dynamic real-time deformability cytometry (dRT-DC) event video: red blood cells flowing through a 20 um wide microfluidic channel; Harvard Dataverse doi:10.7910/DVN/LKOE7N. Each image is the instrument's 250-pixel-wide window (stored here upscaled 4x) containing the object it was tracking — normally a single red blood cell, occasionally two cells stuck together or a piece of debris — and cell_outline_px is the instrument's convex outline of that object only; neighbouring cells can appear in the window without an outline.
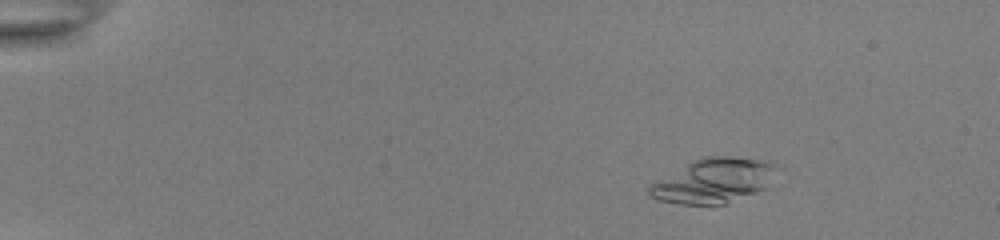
{"species": "common noctule bat (a hibernating species)", "species_latin": "Nyctalus noctula", "temperature_condition": "room temperature", "stored_images_in_passage": 54, "camera_frame_rate_fps": 3000, "um_per_image_px": 0.085, "animal": {"sex": "female", "body_mass_g": 22.0, "forearm_length_mm": 56.7}, "frame": {"image": 1, "passage_image": 9, "time_ms": 2.667, "image_size_px": [1000, 240], "cell_outline_px": [[776, 164], [768, 188], [724, 204], [680, 204], [660, 200], [652, 196], [648, 192], [648, 188], [652, 184], [688, 164], [704, 156], [728, 156], [772, 160]], "centroid_in_image_um": [60.74, 15.35], "position_along_channel_um": 24.3, "area_um2": 32.48}}